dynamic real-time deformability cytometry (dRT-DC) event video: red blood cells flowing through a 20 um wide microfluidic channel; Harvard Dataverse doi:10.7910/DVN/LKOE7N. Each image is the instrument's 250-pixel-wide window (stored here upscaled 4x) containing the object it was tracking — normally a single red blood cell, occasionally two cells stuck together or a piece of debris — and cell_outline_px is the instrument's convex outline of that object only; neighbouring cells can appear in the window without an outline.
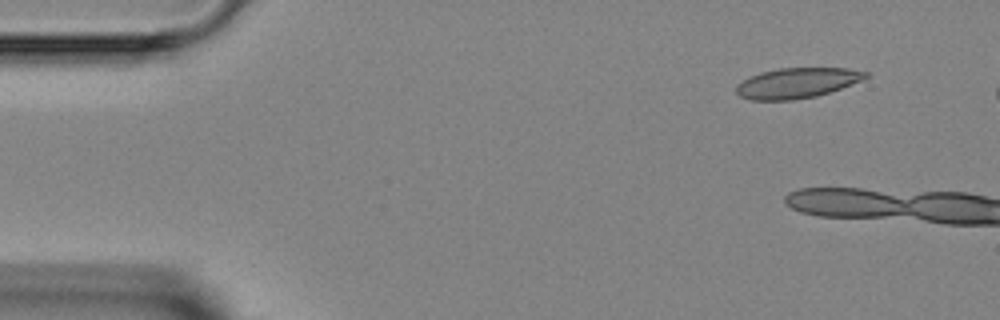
{"species": "Egyptian fruit bat (a non-hibernating species)", "species_latin": "Rousettus aegyptiacus", "temperature_condition": "room temperature", "stored_images_in_passage": 3, "camera_frame_rate_fps": 3000, "um_per_image_px": 0.085, "animal": {"sex": "female"}, "frame": {"image": 1, "passage_image": 1, "time_ms": 0.0, "image_size_px": [1000, 320], "cell_outline_px": [[868, 76], [864, 80], [816, 96], [792, 100], [752, 100], [740, 96], [736, 92], [736, 84], [748, 76], [760, 72], [780, 68], [848, 68], [868, 72]], "centroid_in_image_um": [67.72, 7.04], "position_along_channel_um": 17.3, "area_um2": 22.89}}